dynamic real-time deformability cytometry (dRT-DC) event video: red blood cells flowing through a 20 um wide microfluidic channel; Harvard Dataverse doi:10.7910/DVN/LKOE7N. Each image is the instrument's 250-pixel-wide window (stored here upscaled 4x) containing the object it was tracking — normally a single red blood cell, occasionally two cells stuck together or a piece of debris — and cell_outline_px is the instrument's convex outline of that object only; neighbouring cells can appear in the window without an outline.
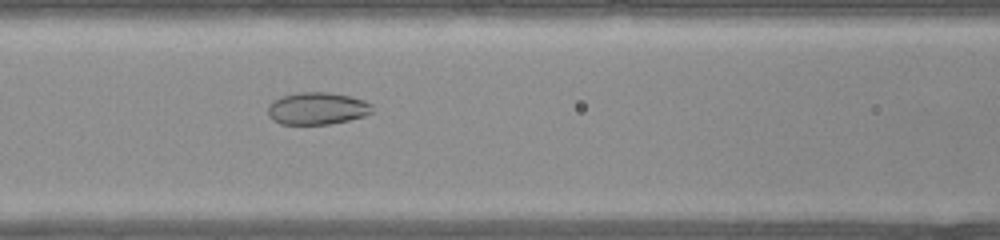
{"species": "common noctule bat (a hibernating species)", "species_latin": "Nyctalus noctula", "temperature_condition": "warm", "stored_images_in_passage": 33, "camera_frame_rate_fps": 3000, "um_per_image_px": 0.085, "animal": {"sex": "female", "body_mass_g": 22.0, "forearm_length_mm": 56.7}, "frame": {"image": 1, "passage_image": 10, "time_ms": 3.0, "image_size_px": [1000, 240], "cell_outline_px": [[372, 112], [364, 116], [348, 120], [328, 124], [280, 124], [272, 120], [268, 116], [268, 108], [272, 100], [280, 96], [300, 92], [328, 92], [348, 96], [364, 100], [372, 104]], "centroid_in_image_um": [26.93, 9.22], "position_along_channel_um": 139.7, "area_um2": 19.65}}
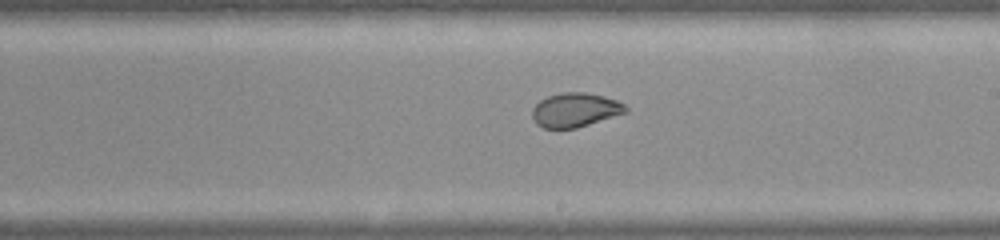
{"frame": {"image": 2, "passage_image": 16, "time_ms": 5.0, "image_size_px": [1000, 240], "cell_outline_px": [[628, 112], [576, 128], [544, 128], [536, 124], [532, 116], [532, 108], [540, 100], [548, 96], [564, 92], [584, 92], [604, 96], [616, 100], [624, 104], [628, 108]], "centroid_in_image_um": [48.89, 9.34], "position_along_channel_um": 240.1, "area_um2": 18.55}}
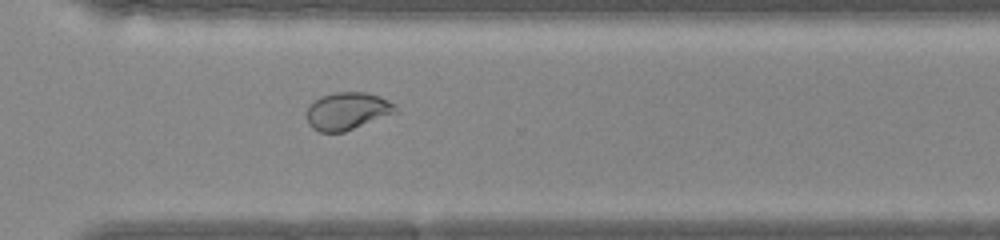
{"frame": {"image": 3, "passage_image": 22, "time_ms": 7.0, "image_size_px": [1000, 240], "cell_outline_px": [[396, 112], [344, 132], [320, 132], [312, 128], [308, 124], [308, 108], [320, 96], [336, 92], [364, 92], [380, 96], [396, 104]], "centroid_in_image_um": [29.53, 9.43], "position_along_channel_um": 341.1, "area_um2": 19.13}}